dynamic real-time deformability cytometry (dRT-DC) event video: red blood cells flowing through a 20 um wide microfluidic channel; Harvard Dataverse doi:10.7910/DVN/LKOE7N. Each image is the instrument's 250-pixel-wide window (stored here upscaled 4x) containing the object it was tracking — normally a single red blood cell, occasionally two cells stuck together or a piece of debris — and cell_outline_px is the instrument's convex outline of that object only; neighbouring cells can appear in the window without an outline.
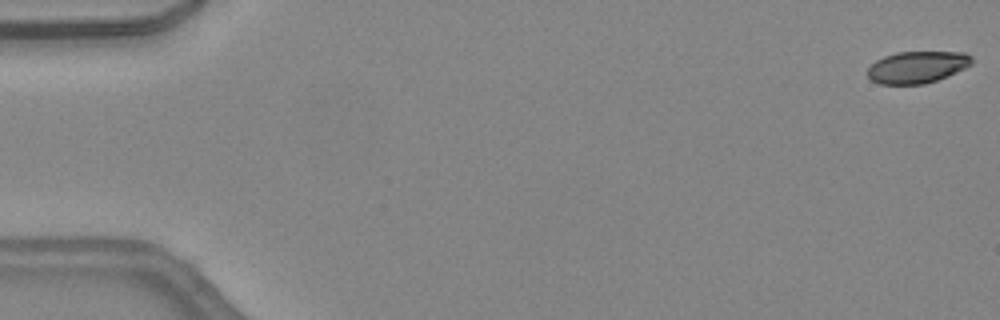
{"species": "common noctule bat (a hibernating species)", "species_latin": "Nyctalus noctula", "temperature_condition": "warm", "stored_images_in_passage": 46, "camera_frame_rate_fps": 3000, "um_per_image_px": 0.085, "animal": {"sex": "female", "body_mass_g": 24.6, "forearm_length_mm": 56.2}, "frame": {"image": 1, "passage_image": 1, "time_ms": 0.0, "image_size_px": [1000, 320], "cell_outline_px": [[972, 64], [948, 76], [924, 84], [880, 84], [872, 80], [868, 76], [868, 68], [876, 60], [884, 56], [896, 52], [964, 52], [972, 56]], "centroid_in_image_um": [77.96, 5.7], "position_along_channel_um": 7.0, "area_um2": 19.31}}
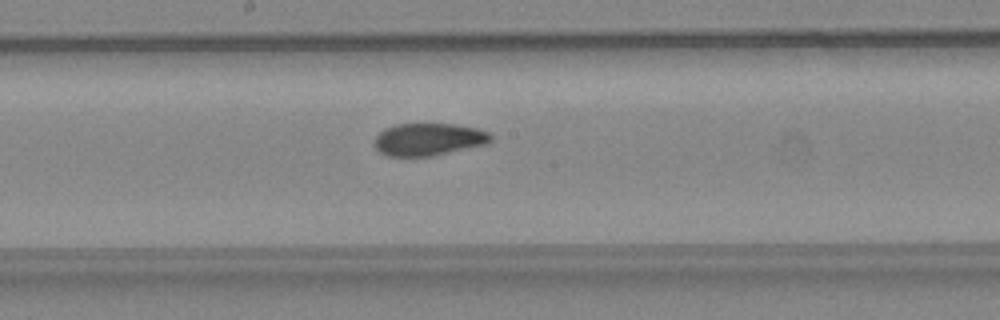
{"frame": {"image": 2, "passage_image": 25, "time_ms": 8.0, "image_size_px": [1000, 320], "cell_outline_px": [[492, 140], [488, 144], [432, 156], [388, 156], [380, 152], [372, 144], [372, 140], [384, 128], [396, 124], [452, 124], [476, 128], [492, 132]], "centroid_in_image_um": [36.43, 11.85], "position_along_channel_um": 211.8, "area_um2": 22.25}}
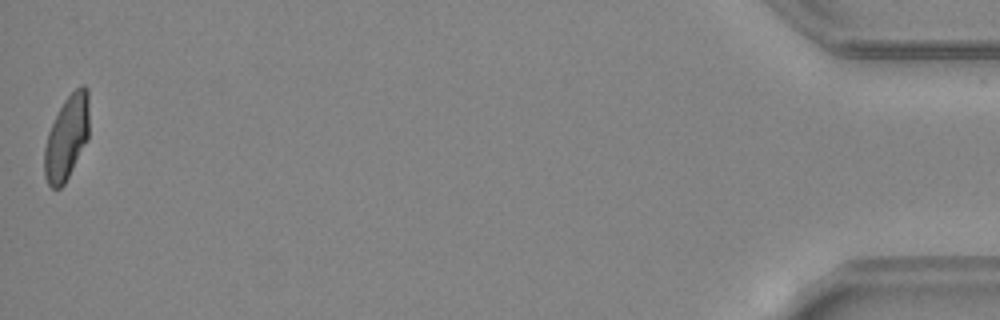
{"frame": {"image": 3, "passage_image": 46, "time_ms": 15.0, "image_size_px": [1000, 320], "cell_outline_px": [[88, 140], [64, 184], [60, 188], [52, 188], [48, 184], [44, 176], [44, 148], [48, 132], [64, 100], [80, 84], [84, 84], [88, 88]], "centroid_in_image_um": [5.67, 11.69], "position_along_channel_um": 429.5, "area_um2": 21.91}, "authors_computed_cell_mechanics": {"area_um2": 22.1952, "velocity_mm_per_s": 4.5133, "shape_relaxation_time_tau1_ms": 6.2729, "shape_relaxation_time_tau2_ms": 1.4516, "deformation_change_tau1": 0.1952, "deformation_change_tau2": 0.0671}}